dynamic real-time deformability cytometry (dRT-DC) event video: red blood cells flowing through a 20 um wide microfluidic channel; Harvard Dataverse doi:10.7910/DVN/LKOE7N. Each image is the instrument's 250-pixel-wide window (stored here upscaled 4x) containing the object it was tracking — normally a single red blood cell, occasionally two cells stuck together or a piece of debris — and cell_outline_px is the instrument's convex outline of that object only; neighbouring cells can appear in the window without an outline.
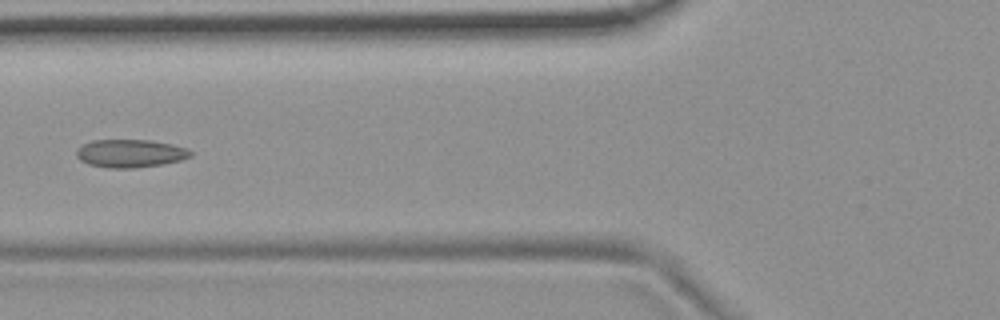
{"species": "common noctule bat (a hibernating species)", "species_latin": "Nyctalus noctula", "temperature_condition": "room temperature", "stored_images_in_passage": 2, "camera_frame_rate_fps": 3000, "um_per_image_px": 0.085, "animal": {"sex": "female", "body_mass_g": 19.9}, "frame": {"image": 1, "passage_image": 2, "time_ms": 1.0, "image_size_px": [1000, 320], "cell_outline_px": [[192, 156], [180, 160], [164, 164], [132, 168], [108, 168], [88, 164], [80, 160], [76, 156], [76, 148], [92, 140], [152, 140], [172, 144], [188, 148], [192, 152]], "centroid_in_image_um": [11.07, 13.04], "position_along_channel_um": 114.7, "area_um2": 18.79}}